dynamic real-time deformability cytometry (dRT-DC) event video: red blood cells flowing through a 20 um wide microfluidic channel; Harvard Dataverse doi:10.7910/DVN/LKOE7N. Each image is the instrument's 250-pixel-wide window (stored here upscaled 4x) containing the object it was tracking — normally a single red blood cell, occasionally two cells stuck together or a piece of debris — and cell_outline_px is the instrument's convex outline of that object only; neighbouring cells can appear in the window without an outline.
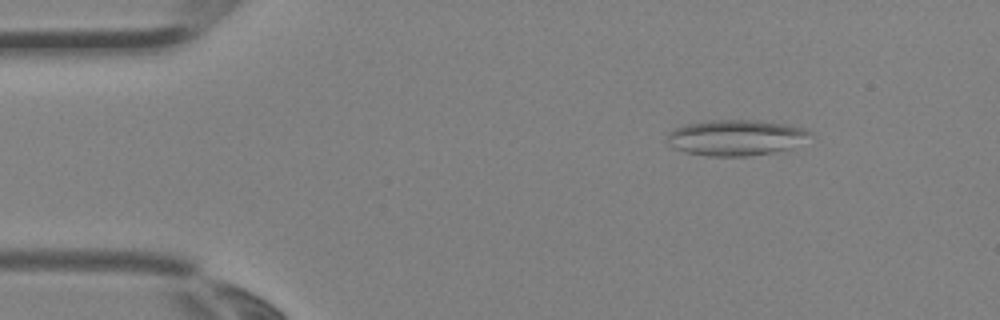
{"species": "Egyptian fruit bat (a non-hibernating species)", "species_latin": "Rousettus aegyptiacus", "temperature_condition": "room temperature", "stored_images_in_passage": 3, "camera_frame_rate_fps": 3000, "um_per_image_px": 0.085, "animal": {"sex": "female"}, "frame": {"image": 1, "passage_image": 1, "time_ms": 0.0, "image_size_px": [1000, 320], "cell_outline_px": [[812, 132], [792, 148], [784, 152], [748, 156], [708, 156], [684, 152], [668, 144], [664, 140], [668, 132], [684, 124], [708, 120], [756, 120], [788, 124], [804, 128]], "centroid_in_image_um": [62.52, 11.7], "position_along_channel_um": 22.5, "area_um2": 30.17}}